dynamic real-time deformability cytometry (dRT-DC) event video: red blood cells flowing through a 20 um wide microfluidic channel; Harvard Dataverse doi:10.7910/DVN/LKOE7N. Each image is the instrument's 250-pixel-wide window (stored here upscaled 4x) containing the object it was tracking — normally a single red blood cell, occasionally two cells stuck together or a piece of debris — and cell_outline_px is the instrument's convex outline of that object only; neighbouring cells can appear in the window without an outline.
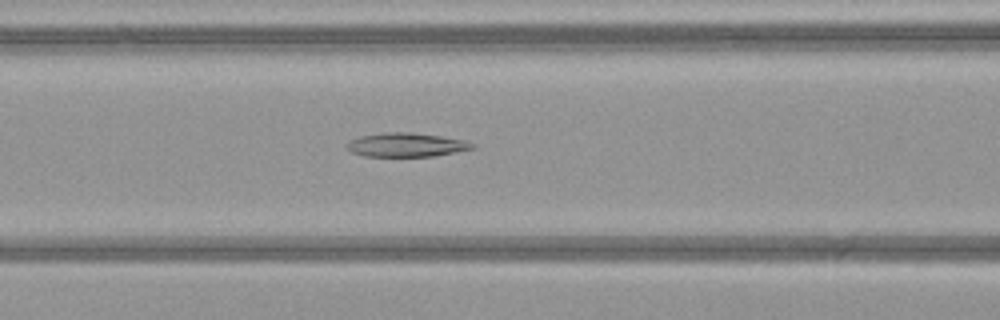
{"species": "common noctule bat (a hibernating species)", "species_latin": "Nyctalus noctula", "temperature_condition": "warm", "stored_images_in_passage": 50, "camera_frame_rate_fps": 3000, "um_per_image_px": 0.085, "animal": {"sex": "female", "body_mass_g": 21.9}, "frame": {"image": 1, "passage_image": 21, "time_ms": 6.667, "image_size_px": [1000, 320], "cell_outline_px": [[476, 148], [432, 156], [364, 156], [352, 152], [344, 148], [344, 144], [348, 140], [360, 136], [384, 132], [408, 132], [440, 136], [464, 140], [476, 144]], "centroid_in_image_um": [34.47, 12.31], "position_along_channel_um": 132.1, "area_um2": 17.57}}
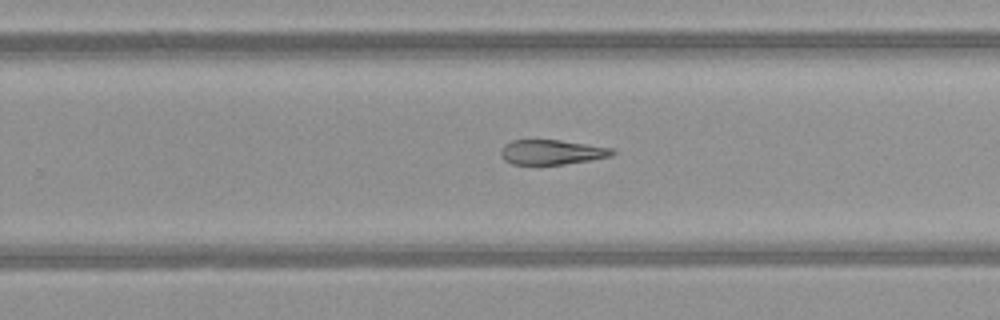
{"frame": {"image": 2, "passage_image": 32, "time_ms": 10.333, "image_size_px": [1000, 320], "cell_outline_px": [[616, 152], [612, 156], [592, 160], [564, 164], [512, 164], [504, 160], [500, 156], [500, 152], [504, 144], [512, 140], [560, 140], [612, 148]], "centroid_in_image_um": [46.89, 12.93], "position_along_channel_um": 282.9, "area_um2": 16.13}}
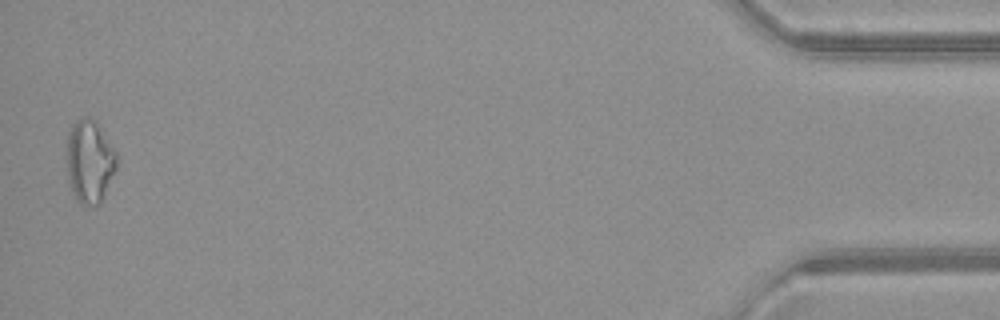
{"frame": {"image": 3, "passage_image": 49, "time_ms": 16.0, "image_size_px": [1000, 320], "cell_outline_px": [[116, 172], [100, 204], [96, 208], [80, 204], [68, 184], [68, 136], [76, 120], [84, 116], [88, 116], [96, 120], [116, 152]], "centroid_in_image_um": [7.65, 13.76], "position_along_channel_um": 427.6, "area_um2": 24.28}}